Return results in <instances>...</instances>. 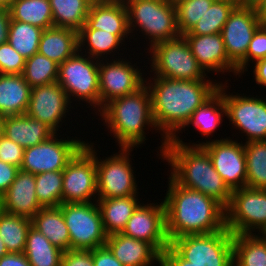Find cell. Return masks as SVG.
Instances as JSON below:
<instances>
[{"mask_svg": "<svg viewBox=\"0 0 266 266\" xmlns=\"http://www.w3.org/2000/svg\"><path fill=\"white\" fill-rule=\"evenodd\" d=\"M151 79H146L145 85L151 95L152 116L157 132H163V142L158 147L162 157L167 140L182 131L193 112L218 91L221 83L211 79L188 81L158 76Z\"/></svg>", "mask_w": 266, "mask_h": 266, "instance_id": "6da1fadb", "label": "cell"}, {"mask_svg": "<svg viewBox=\"0 0 266 266\" xmlns=\"http://www.w3.org/2000/svg\"><path fill=\"white\" fill-rule=\"evenodd\" d=\"M164 198L166 234L171 242L185 235L226 228V210L215 199L179 185L170 175Z\"/></svg>", "mask_w": 266, "mask_h": 266, "instance_id": "7a4b0ae2", "label": "cell"}, {"mask_svg": "<svg viewBox=\"0 0 266 266\" xmlns=\"http://www.w3.org/2000/svg\"><path fill=\"white\" fill-rule=\"evenodd\" d=\"M161 158L170 163V176L179 185L208 195L225 209L229 206L232 191L215 170L208 152L202 146L185 143L176 134L167 140Z\"/></svg>", "mask_w": 266, "mask_h": 266, "instance_id": "3957f363", "label": "cell"}, {"mask_svg": "<svg viewBox=\"0 0 266 266\" xmlns=\"http://www.w3.org/2000/svg\"><path fill=\"white\" fill-rule=\"evenodd\" d=\"M99 112L121 148L139 147L146 140L144 130L149 127L157 130L152 116L151 95L146 85L132 94L110 101Z\"/></svg>", "mask_w": 266, "mask_h": 266, "instance_id": "277c9868", "label": "cell"}, {"mask_svg": "<svg viewBox=\"0 0 266 266\" xmlns=\"http://www.w3.org/2000/svg\"><path fill=\"white\" fill-rule=\"evenodd\" d=\"M128 12L130 33L139 31L148 38L150 47L179 37L176 7L167 0H123Z\"/></svg>", "mask_w": 266, "mask_h": 266, "instance_id": "5b68a950", "label": "cell"}, {"mask_svg": "<svg viewBox=\"0 0 266 266\" xmlns=\"http://www.w3.org/2000/svg\"><path fill=\"white\" fill-rule=\"evenodd\" d=\"M153 76L175 80H209L183 35L148 48Z\"/></svg>", "mask_w": 266, "mask_h": 266, "instance_id": "8992f818", "label": "cell"}, {"mask_svg": "<svg viewBox=\"0 0 266 266\" xmlns=\"http://www.w3.org/2000/svg\"><path fill=\"white\" fill-rule=\"evenodd\" d=\"M170 245L193 266H230L233 263V234L227 228L185 235L173 239Z\"/></svg>", "mask_w": 266, "mask_h": 266, "instance_id": "52a82bcc", "label": "cell"}, {"mask_svg": "<svg viewBox=\"0 0 266 266\" xmlns=\"http://www.w3.org/2000/svg\"><path fill=\"white\" fill-rule=\"evenodd\" d=\"M83 53L77 51L59 65L57 82L66 92L69 101L71 97L75 98L74 101H85L94 109L97 108L99 113V60Z\"/></svg>", "mask_w": 266, "mask_h": 266, "instance_id": "ba28073f", "label": "cell"}, {"mask_svg": "<svg viewBox=\"0 0 266 266\" xmlns=\"http://www.w3.org/2000/svg\"><path fill=\"white\" fill-rule=\"evenodd\" d=\"M59 208L68 227L70 249L93 250L105 245L108 235L97 201L62 203Z\"/></svg>", "mask_w": 266, "mask_h": 266, "instance_id": "9c48e42d", "label": "cell"}, {"mask_svg": "<svg viewBox=\"0 0 266 266\" xmlns=\"http://www.w3.org/2000/svg\"><path fill=\"white\" fill-rule=\"evenodd\" d=\"M93 144L85 143L63 170L62 203L97 201L96 150Z\"/></svg>", "mask_w": 266, "mask_h": 266, "instance_id": "30bf717a", "label": "cell"}, {"mask_svg": "<svg viewBox=\"0 0 266 266\" xmlns=\"http://www.w3.org/2000/svg\"><path fill=\"white\" fill-rule=\"evenodd\" d=\"M226 228L232 234H253L266 228V189L243 187L232 191ZM259 231V232H258Z\"/></svg>", "mask_w": 266, "mask_h": 266, "instance_id": "8fae6325", "label": "cell"}, {"mask_svg": "<svg viewBox=\"0 0 266 266\" xmlns=\"http://www.w3.org/2000/svg\"><path fill=\"white\" fill-rule=\"evenodd\" d=\"M118 153L98 158L95 152L98 199L138 195L137 183L129 155L132 148H120Z\"/></svg>", "mask_w": 266, "mask_h": 266, "instance_id": "7c38bea8", "label": "cell"}, {"mask_svg": "<svg viewBox=\"0 0 266 266\" xmlns=\"http://www.w3.org/2000/svg\"><path fill=\"white\" fill-rule=\"evenodd\" d=\"M226 87L221 83L218 88L226 106L225 116L236 129L246 133V143L266 141V98L247 97L239 93L230 95L225 93Z\"/></svg>", "mask_w": 266, "mask_h": 266, "instance_id": "4fadbf2b", "label": "cell"}, {"mask_svg": "<svg viewBox=\"0 0 266 266\" xmlns=\"http://www.w3.org/2000/svg\"><path fill=\"white\" fill-rule=\"evenodd\" d=\"M55 133L48 140L24 149L20 170L38 174L47 171H63L68 162L85 145L81 139H58Z\"/></svg>", "mask_w": 266, "mask_h": 266, "instance_id": "5bb4252c", "label": "cell"}, {"mask_svg": "<svg viewBox=\"0 0 266 266\" xmlns=\"http://www.w3.org/2000/svg\"><path fill=\"white\" fill-rule=\"evenodd\" d=\"M105 59V62L99 60L100 110L110 101L136 92L145 85L146 79L141 69L127 59L116 58L110 62L109 58Z\"/></svg>", "mask_w": 266, "mask_h": 266, "instance_id": "9a60e30c", "label": "cell"}, {"mask_svg": "<svg viewBox=\"0 0 266 266\" xmlns=\"http://www.w3.org/2000/svg\"><path fill=\"white\" fill-rule=\"evenodd\" d=\"M192 144L202 146L208 152L213 167L231 191L246 186V159L242 141L238 143L228 137Z\"/></svg>", "mask_w": 266, "mask_h": 266, "instance_id": "2e32d148", "label": "cell"}, {"mask_svg": "<svg viewBox=\"0 0 266 266\" xmlns=\"http://www.w3.org/2000/svg\"><path fill=\"white\" fill-rule=\"evenodd\" d=\"M141 204L134 210L122 233L150 243L161 254L170 245L166 234L164 202Z\"/></svg>", "mask_w": 266, "mask_h": 266, "instance_id": "e0dca14e", "label": "cell"}, {"mask_svg": "<svg viewBox=\"0 0 266 266\" xmlns=\"http://www.w3.org/2000/svg\"><path fill=\"white\" fill-rule=\"evenodd\" d=\"M262 23L252 8L236 6L229 15L221 35L228 58L235 65L246 56L252 36Z\"/></svg>", "mask_w": 266, "mask_h": 266, "instance_id": "ac0fdd59", "label": "cell"}, {"mask_svg": "<svg viewBox=\"0 0 266 266\" xmlns=\"http://www.w3.org/2000/svg\"><path fill=\"white\" fill-rule=\"evenodd\" d=\"M70 103L72 102L58 82L33 87L26 115L44 122L57 133L66 112L72 107Z\"/></svg>", "mask_w": 266, "mask_h": 266, "instance_id": "d6986e66", "label": "cell"}, {"mask_svg": "<svg viewBox=\"0 0 266 266\" xmlns=\"http://www.w3.org/2000/svg\"><path fill=\"white\" fill-rule=\"evenodd\" d=\"M198 64L208 73L233 72L238 75L236 65L228 58L221 33L212 35H183Z\"/></svg>", "mask_w": 266, "mask_h": 266, "instance_id": "ffe728a7", "label": "cell"}, {"mask_svg": "<svg viewBox=\"0 0 266 266\" xmlns=\"http://www.w3.org/2000/svg\"><path fill=\"white\" fill-rule=\"evenodd\" d=\"M35 186V175L19 170L15 180L0 197V209L32 219L43 208L37 200Z\"/></svg>", "mask_w": 266, "mask_h": 266, "instance_id": "44dd1931", "label": "cell"}, {"mask_svg": "<svg viewBox=\"0 0 266 266\" xmlns=\"http://www.w3.org/2000/svg\"><path fill=\"white\" fill-rule=\"evenodd\" d=\"M105 245L123 266H151L156 261L160 264L161 254L150 243L123 233L109 235Z\"/></svg>", "mask_w": 266, "mask_h": 266, "instance_id": "7402d4cb", "label": "cell"}, {"mask_svg": "<svg viewBox=\"0 0 266 266\" xmlns=\"http://www.w3.org/2000/svg\"><path fill=\"white\" fill-rule=\"evenodd\" d=\"M3 134L25 149L48 140L55 132L44 122L24 114L3 117Z\"/></svg>", "mask_w": 266, "mask_h": 266, "instance_id": "603a6c76", "label": "cell"}, {"mask_svg": "<svg viewBox=\"0 0 266 266\" xmlns=\"http://www.w3.org/2000/svg\"><path fill=\"white\" fill-rule=\"evenodd\" d=\"M81 29H101L111 34H130L124 1L91 4L86 23Z\"/></svg>", "mask_w": 266, "mask_h": 266, "instance_id": "cb8c5ba5", "label": "cell"}, {"mask_svg": "<svg viewBox=\"0 0 266 266\" xmlns=\"http://www.w3.org/2000/svg\"><path fill=\"white\" fill-rule=\"evenodd\" d=\"M30 94L22 74H0V116L26 114Z\"/></svg>", "mask_w": 266, "mask_h": 266, "instance_id": "d4e9b609", "label": "cell"}, {"mask_svg": "<svg viewBox=\"0 0 266 266\" xmlns=\"http://www.w3.org/2000/svg\"><path fill=\"white\" fill-rule=\"evenodd\" d=\"M77 51V31L55 26L43 30L38 49L43 56L60 65Z\"/></svg>", "mask_w": 266, "mask_h": 266, "instance_id": "484cf974", "label": "cell"}, {"mask_svg": "<svg viewBox=\"0 0 266 266\" xmlns=\"http://www.w3.org/2000/svg\"><path fill=\"white\" fill-rule=\"evenodd\" d=\"M137 196L97 199L103 226L108 236L122 233L134 210L140 204Z\"/></svg>", "mask_w": 266, "mask_h": 266, "instance_id": "4316f807", "label": "cell"}, {"mask_svg": "<svg viewBox=\"0 0 266 266\" xmlns=\"http://www.w3.org/2000/svg\"><path fill=\"white\" fill-rule=\"evenodd\" d=\"M32 226L63 252L70 249L68 227L59 207L41 208L31 219Z\"/></svg>", "mask_w": 266, "mask_h": 266, "instance_id": "83f0119b", "label": "cell"}, {"mask_svg": "<svg viewBox=\"0 0 266 266\" xmlns=\"http://www.w3.org/2000/svg\"><path fill=\"white\" fill-rule=\"evenodd\" d=\"M129 35L132 34H111L101 29H80L78 31V51L82 52V48L87 49L88 52L85 51L86 55L88 53L87 56L105 60L104 57H108L107 54L110 55L117 49L119 50L120 43L124 44L122 42H125V38H128Z\"/></svg>", "mask_w": 266, "mask_h": 266, "instance_id": "f1b7e54d", "label": "cell"}, {"mask_svg": "<svg viewBox=\"0 0 266 266\" xmlns=\"http://www.w3.org/2000/svg\"><path fill=\"white\" fill-rule=\"evenodd\" d=\"M24 255L31 266H61L63 251L31 225L27 234Z\"/></svg>", "mask_w": 266, "mask_h": 266, "instance_id": "f546056e", "label": "cell"}, {"mask_svg": "<svg viewBox=\"0 0 266 266\" xmlns=\"http://www.w3.org/2000/svg\"><path fill=\"white\" fill-rule=\"evenodd\" d=\"M233 262L237 266H266V241L261 233L233 234Z\"/></svg>", "mask_w": 266, "mask_h": 266, "instance_id": "4dcf8cb0", "label": "cell"}, {"mask_svg": "<svg viewBox=\"0 0 266 266\" xmlns=\"http://www.w3.org/2000/svg\"><path fill=\"white\" fill-rule=\"evenodd\" d=\"M224 114H226V106L223 100V95L217 91L211 98L193 112L182 129L185 131V127L194 125L201 135H206V137H208L219 128Z\"/></svg>", "mask_w": 266, "mask_h": 266, "instance_id": "1f68e13d", "label": "cell"}, {"mask_svg": "<svg viewBox=\"0 0 266 266\" xmlns=\"http://www.w3.org/2000/svg\"><path fill=\"white\" fill-rule=\"evenodd\" d=\"M53 26L79 31L86 23L91 3L87 0H50Z\"/></svg>", "mask_w": 266, "mask_h": 266, "instance_id": "d6a6232c", "label": "cell"}, {"mask_svg": "<svg viewBox=\"0 0 266 266\" xmlns=\"http://www.w3.org/2000/svg\"><path fill=\"white\" fill-rule=\"evenodd\" d=\"M12 20L47 29L53 27L50 0H15L9 8Z\"/></svg>", "mask_w": 266, "mask_h": 266, "instance_id": "836d02e7", "label": "cell"}, {"mask_svg": "<svg viewBox=\"0 0 266 266\" xmlns=\"http://www.w3.org/2000/svg\"><path fill=\"white\" fill-rule=\"evenodd\" d=\"M31 219L9 214L0 209V236L8 253H24Z\"/></svg>", "mask_w": 266, "mask_h": 266, "instance_id": "e575fe53", "label": "cell"}, {"mask_svg": "<svg viewBox=\"0 0 266 266\" xmlns=\"http://www.w3.org/2000/svg\"><path fill=\"white\" fill-rule=\"evenodd\" d=\"M246 186L266 189V141L244 143Z\"/></svg>", "mask_w": 266, "mask_h": 266, "instance_id": "d590c367", "label": "cell"}, {"mask_svg": "<svg viewBox=\"0 0 266 266\" xmlns=\"http://www.w3.org/2000/svg\"><path fill=\"white\" fill-rule=\"evenodd\" d=\"M43 30L31 24L11 19L8 43L23 57L30 58L38 52Z\"/></svg>", "mask_w": 266, "mask_h": 266, "instance_id": "8d00e7d4", "label": "cell"}, {"mask_svg": "<svg viewBox=\"0 0 266 266\" xmlns=\"http://www.w3.org/2000/svg\"><path fill=\"white\" fill-rule=\"evenodd\" d=\"M237 4L231 0H215L197 24L184 35H212L221 33L229 15Z\"/></svg>", "mask_w": 266, "mask_h": 266, "instance_id": "74e56055", "label": "cell"}, {"mask_svg": "<svg viewBox=\"0 0 266 266\" xmlns=\"http://www.w3.org/2000/svg\"><path fill=\"white\" fill-rule=\"evenodd\" d=\"M59 65L39 52L26 59L22 76L31 88L57 82Z\"/></svg>", "mask_w": 266, "mask_h": 266, "instance_id": "f35d334b", "label": "cell"}, {"mask_svg": "<svg viewBox=\"0 0 266 266\" xmlns=\"http://www.w3.org/2000/svg\"><path fill=\"white\" fill-rule=\"evenodd\" d=\"M63 171H47L35 174V190L43 208L59 207L62 204Z\"/></svg>", "mask_w": 266, "mask_h": 266, "instance_id": "ab89813d", "label": "cell"}, {"mask_svg": "<svg viewBox=\"0 0 266 266\" xmlns=\"http://www.w3.org/2000/svg\"><path fill=\"white\" fill-rule=\"evenodd\" d=\"M215 0H184L175 5L177 24L184 35L197 24Z\"/></svg>", "mask_w": 266, "mask_h": 266, "instance_id": "60d3db41", "label": "cell"}, {"mask_svg": "<svg viewBox=\"0 0 266 266\" xmlns=\"http://www.w3.org/2000/svg\"><path fill=\"white\" fill-rule=\"evenodd\" d=\"M264 58H266V25L262 23L252 36L246 56L236 65L238 75L248 71L249 62L255 63Z\"/></svg>", "mask_w": 266, "mask_h": 266, "instance_id": "b9f144b4", "label": "cell"}, {"mask_svg": "<svg viewBox=\"0 0 266 266\" xmlns=\"http://www.w3.org/2000/svg\"><path fill=\"white\" fill-rule=\"evenodd\" d=\"M26 58L8 42L0 44V74H22Z\"/></svg>", "mask_w": 266, "mask_h": 266, "instance_id": "7bdbcfd3", "label": "cell"}, {"mask_svg": "<svg viewBox=\"0 0 266 266\" xmlns=\"http://www.w3.org/2000/svg\"><path fill=\"white\" fill-rule=\"evenodd\" d=\"M24 148L8 139L4 134L0 137V160L8 164L21 167Z\"/></svg>", "mask_w": 266, "mask_h": 266, "instance_id": "ee69618b", "label": "cell"}, {"mask_svg": "<svg viewBox=\"0 0 266 266\" xmlns=\"http://www.w3.org/2000/svg\"><path fill=\"white\" fill-rule=\"evenodd\" d=\"M61 266H94L93 250L69 249L64 251Z\"/></svg>", "mask_w": 266, "mask_h": 266, "instance_id": "f6af8a7d", "label": "cell"}, {"mask_svg": "<svg viewBox=\"0 0 266 266\" xmlns=\"http://www.w3.org/2000/svg\"><path fill=\"white\" fill-rule=\"evenodd\" d=\"M93 263L94 266H123L106 245L93 249Z\"/></svg>", "mask_w": 266, "mask_h": 266, "instance_id": "bcb514c9", "label": "cell"}, {"mask_svg": "<svg viewBox=\"0 0 266 266\" xmlns=\"http://www.w3.org/2000/svg\"><path fill=\"white\" fill-rule=\"evenodd\" d=\"M19 167L0 160V197L7 191L15 180Z\"/></svg>", "mask_w": 266, "mask_h": 266, "instance_id": "7dc6e473", "label": "cell"}, {"mask_svg": "<svg viewBox=\"0 0 266 266\" xmlns=\"http://www.w3.org/2000/svg\"><path fill=\"white\" fill-rule=\"evenodd\" d=\"M159 266H193L186 261L171 245H169L160 256Z\"/></svg>", "mask_w": 266, "mask_h": 266, "instance_id": "c3c4849f", "label": "cell"}, {"mask_svg": "<svg viewBox=\"0 0 266 266\" xmlns=\"http://www.w3.org/2000/svg\"><path fill=\"white\" fill-rule=\"evenodd\" d=\"M0 266H31L24 253H8L0 258Z\"/></svg>", "mask_w": 266, "mask_h": 266, "instance_id": "681fc988", "label": "cell"}, {"mask_svg": "<svg viewBox=\"0 0 266 266\" xmlns=\"http://www.w3.org/2000/svg\"><path fill=\"white\" fill-rule=\"evenodd\" d=\"M10 21L9 9L0 8V44L8 42Z\"/></svg>", "mask_w": 266, "mask_h": 266, "instance_id": "f907efd6", "label": "cell"}, {"mask_svg": "<svg viewBox=\"0 0 266 266\" xmlns=\"http://www.w3.org/2000/svg\"><path fill=\"white\" fill-rule=\"evenodd\" d=\"M254 79L258 85L266 87V58L254 63Z\"/></svg>", "mask_w": 266, "mask_h": 266, "instance_id": "816d5d0a", "label": "cell"}, {"mask_svg": "<svg viewBox=\"0 0 266 266\" xmlns=\"http://www.w3.org/2000/svg\"><path fill=\"white\" fill-rule=\"evenodd\" d=\"M264 0H239L237 3L238 7L242 8H252L257 10Z\"/></svg>", "mask_w": 266, "mask_h": 266, "instance_id": "f5cc1de1", "label": "cell"}, {"mask_svg": "<svg viewBox=\"0 0 266 266\" xmlns=\"http://www.w3.org/2000/svg\"><path fill=\"white\" fill-rule=\"evenodd\" d=\"M260 19L264 23L266 21V0L260 5V7L256 10Z\"/></svg>", "mask_w": 266, "mask_h": 266, "instance_id": "db71d44e", "label": "cell"}, {"mask_svg": "<svg viewBox=\"0 0 266 266\" xmlns=\"http://www.w3.org/2000/svg\"><path fill=\"white\" fill-rule=\"evenodd\" d=\"M6 254H8V251H7V248L5 246V243L2 240V237L0 236V258Z\"/></svg>", "mask_w": 266, "mask_h": 266, "instance_id": "11a10c76", "label": "cell"}, {"mask_svg": "<svg viewBox=\"0 0 266 266\" xmlns=\"http://www.w3.org/2000/svg\"><path fill=\"white\" fill-rule=\"evenodd\" d=\"M15 0H0V8L9 9Z\"/></svg>", "mask_w": 266, "mask_h": 266, "instance_id": "9f6ffc18", "label": "cell"}, {"mask_svg": "<svg viewBox=\"0 0 266 266\" xmlns=\"http://www.w3.org/2000/svg\"><path fill=\"white\" fill-rule=\"evenodd\" d=\"M91 4L109 3L116 0H87Z\"/></svg>", "mask_w": 266, "mask_h": 266, "instance_id": "6f0895ef", "label": "cell"}, {"mask_svg": "<svg viewBox=\"0 0 266 266\" xmlns=\"http://www.w3.org/2000/svg\"><path fill=\"white\" fill-rule=\"evenodd\" d=\"M3 135V117L0 116V137Z\"/></svg>", "mask_w": 266, "mask_h": 266, "instance_id": "680465c9", "label": "cell"}, {"mask_svg": "<svg viewBox=\"0 0 266 266\" xmlns=\"http://www.w3.org/2000/svg\"><path fill=\"white\" fill-rule=\"evenodd\" d=\"M167 1L175 6L176 4H178L179 2L184 1V0H167Z\"/></svg>", "mask_w": 266, "mask_h": 266, "instance_id": "91938a15", "label": "cell"}, {"mask_svg": "<svg viewBox=\"0 0 266 266\" xmlns=\"http://www.w3.org/2000/svg\"><path fill=\"white\" fill-rule=\"evenodd\" d=\"M261 233V237L266 241V228Z\"/></svg>", "mask_w": 266, "mask_h": 266, "instance_id": "94428289", "label": "cell"}, {"mask_svg": "<svg viewBox=\"0 0 266 266\" xmlns=\"http://www.w3.org/2000/svg\"><path fill=\"white\" fill-rule=\"evenodd\" d=\"M231 1L235 2L236 4L239 2V0H231Z\"/></svg>", "mask_w": 266, "mask_h": 266, "instance_id": "6125c7cd", "label": "cell"}, {"mask_svg": "<svg viewBox=\"0 0 266 266\" xmlns=\"http://www.w3.org/2000/svg\"><path fill=\"white\" fill-rule=\"evenodd\" d=\"M230 266H237L234 262Z\"/></svg>", "mask_w": 266, "mask_h": 266, "instance_id": "be15d7a7", "label": "cell"}]
</instances>
